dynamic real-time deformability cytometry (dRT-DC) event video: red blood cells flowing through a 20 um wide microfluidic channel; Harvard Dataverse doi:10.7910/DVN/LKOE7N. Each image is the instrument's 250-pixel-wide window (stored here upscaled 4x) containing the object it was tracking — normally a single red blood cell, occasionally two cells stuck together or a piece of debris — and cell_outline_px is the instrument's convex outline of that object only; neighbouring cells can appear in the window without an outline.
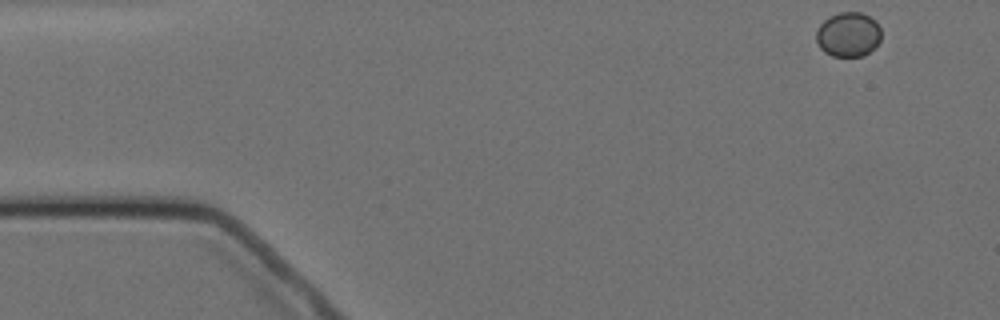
{"species": "Egyptian fruit bat (a non-hibernating species)", "species_latin": "Rousettus aegyptiacus", "temperature_condition": "cold", "stored_images_in_passage": 4, "camera_frame_rate_fps": 3000, "um_per_image_px": 0.085, "animal": {"sex": "female"}, "frame": {"image": 1, "passage_image": 1, "time_ms": 0.0, "image_size_px": [1000, 320], "cell_outline_px": [[880, 40], [864, 56], [832, 56], [824, 52], [820, 48], [816, 40], [816, 32], [820, 24], [828, 16], [840, 12], [860, 12], [876, 20], [880, 28]], "centroid_in_image_um": [72.08, 2.92], "position_along_channel_um": 12.9, "area_um2": 16.88}}
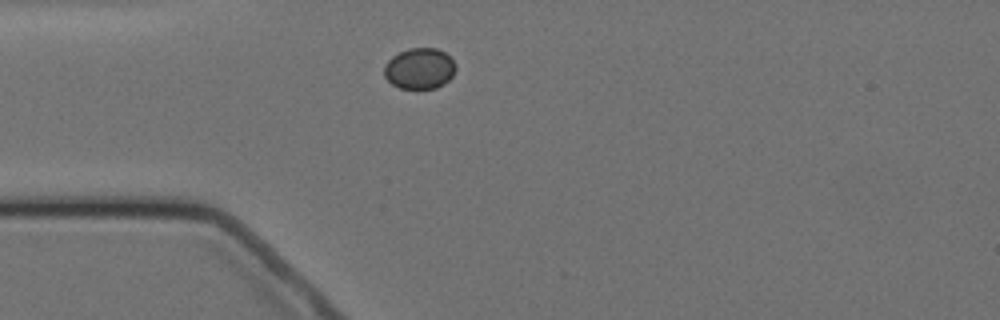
{"frame": {"image": 2, "passage_image": 4, "time_ms": 3.667, "image_size_px": [1000, 320], "cell_outline_px": [[456, 68], [452, 76], [444, 84], [436, 88], [400, 88], [392, 84], [384, 76], [384, 64], [392, 56], [408, 48], [436, 48], [444, 52], [456, 64]], "centroid_in_image_um": [35.65, 5.82], "position_along_channel_um": 49.3, "area_um2": 17.05}}